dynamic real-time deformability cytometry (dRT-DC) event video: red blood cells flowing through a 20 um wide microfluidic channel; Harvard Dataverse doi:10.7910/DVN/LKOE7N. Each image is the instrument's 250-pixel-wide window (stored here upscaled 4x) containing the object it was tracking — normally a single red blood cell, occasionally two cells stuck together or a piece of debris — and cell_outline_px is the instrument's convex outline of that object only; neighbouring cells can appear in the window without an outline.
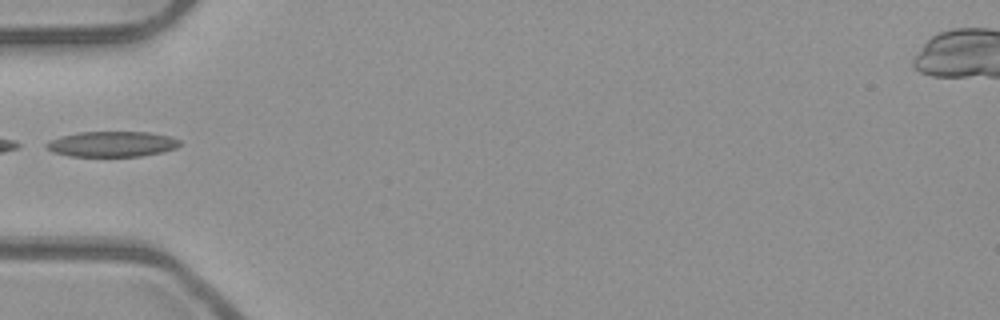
{"species": "common noctule bat (a hibernating species)", "species_latin": "Nyctalus noctula", "temperature_condition": "room temperature", "stored_images_in_passage": 34, "camera_frame_rate_fps": 3000, "um_per_image_px": 0.085, "animal": {"sex": "male", "body_mass_g": 23.1, "forearm_length_mm": 52.7}, "frame": {"image": 1, "passage_image": 1, "time_ms": 0.0, "image_size_px": [1000, 320], "cell_outline_px": [[180, 144], [176, 148], [160, 152], [140, 156], [68, 156], [52, 152], [44, 148], [44, 144], [60, 136], [80, 132], [148, 132], [168, 136], [180, 140]], "centroid_in_image_um": [9.47, 12.24], "position_along_channel_um": 75.5, "area_um2": 19.71}}
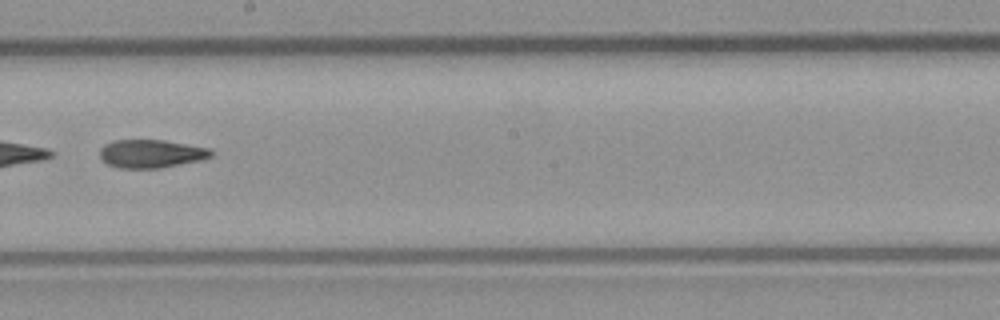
{"frame": {"image": 2, "passage_image": 13, "time_ms": 4.0, "image_size_px": [1000, 320], "cell_outline_px": [[216, 152], [212, 156], [200, 160], [160, 168], [120, 168], [108, 164], [100, 160], [100, 148], [104, 144], [112, 140], [164, 140], [212, 148]], "centroid_in_image_um": [12.86, 13.05], "position_along_channel_um": 235.3, "area_um2": 18.55}}
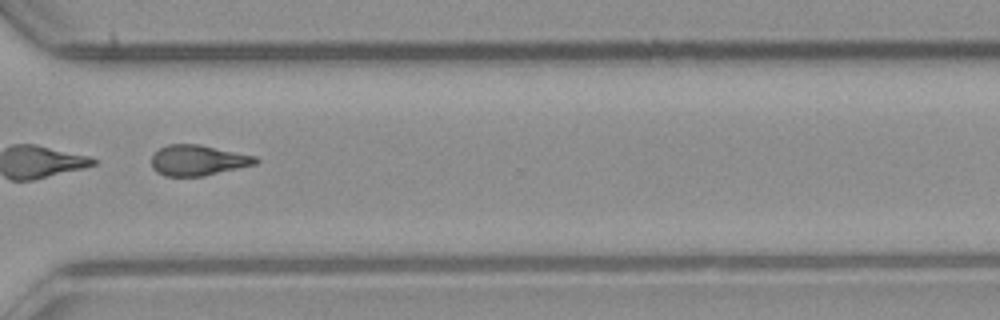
{"frame": {"image": 3, "passage_image": 22, "time_ms": 7.0, "image_size_px": [1000, 320], "cell_outline_px": [[260, 160], [256, 164], [204, 176], [164, 176], [156, 172], [152, 168], [152, 156], [160, 148], [168, 144], [200, 144], [256, 156]], "centroid_in_image_um": [16.83, 13.62], "position_along_channel_um": 353.8, "area_um2": 18.61}}